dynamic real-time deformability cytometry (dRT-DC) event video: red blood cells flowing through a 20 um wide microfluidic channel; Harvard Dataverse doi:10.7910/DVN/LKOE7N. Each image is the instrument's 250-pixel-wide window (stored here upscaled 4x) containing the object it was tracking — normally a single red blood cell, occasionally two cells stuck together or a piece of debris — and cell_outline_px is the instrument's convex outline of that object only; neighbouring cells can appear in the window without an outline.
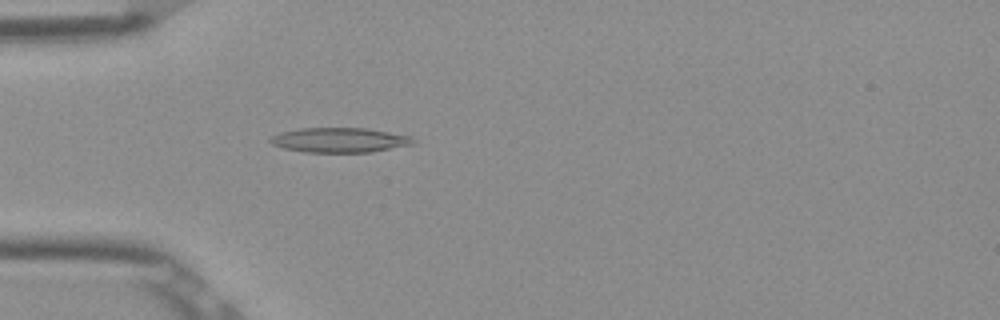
{"species": "Egyptian fruit bat (a non-hibernating species)", "species_latin": "Rousettus aegyptiacus", "temperature_condition": "room temperature", "stored_images_in_passage": 51, "camera_frame_rate_fps": 3000, "um_per_image_px": 0.085, "frame": {"image": 1, "passage_image": 15, "time_ms": 4.667, "image_size_px": [1000, 320], "cell_outline_px": [[412, 144], [372, 152], [304, 152], [284, 148], [272, 144], [268, 140], [268, 136], [280, 132], [300, 128], [368, 128], [412, 136]], "centroid_in_image_um": [28.8, 11.9], "position_along_channel_um": 56.2, "area_um2": 20.63}}
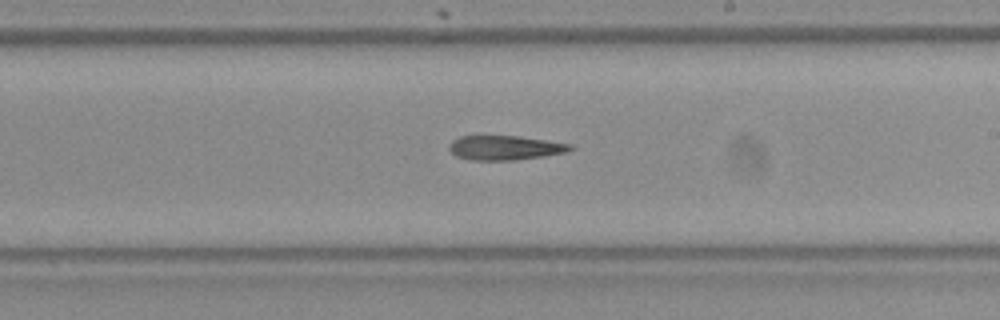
{"frame": {"image": 2, "passage_image": 30, "time_ms": 9.667, "image_size_px": [1000, 320], "cell_outline_px": [[576, 148], [568, 152], [544, 156], [512, 160], [472, 160], [456, 156], [448, 148], [452, 140], [460, 136], [476, 132], [520, 136], [572, 144]], "centroid_in_image_um": [42.88, 12.5], "position_along_channel_um": 246.1, "area_um2": 18.15}}
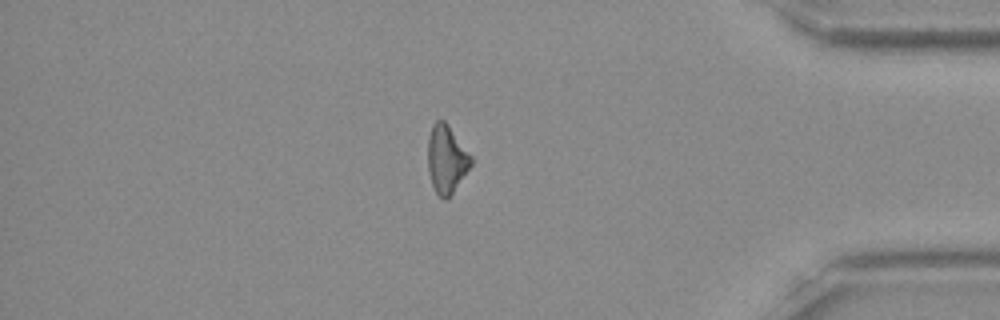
{"frame": {"image": 3, "passage_image": 44, "time_ms": 14.333, "image_size_px": [1000, 320], "cell_outline_px": [[472, 164], [452, 192], [444, 200], [436, 192], [432, 184], [428, 172], [428, 136], [432, 124], [436, 120], [444, 120], [448, 124], [472, 156]], "centroid_in_image_um": [37.94, 13.48], "position_along_channel_um": 397.3, "area_um2": 16.94}}